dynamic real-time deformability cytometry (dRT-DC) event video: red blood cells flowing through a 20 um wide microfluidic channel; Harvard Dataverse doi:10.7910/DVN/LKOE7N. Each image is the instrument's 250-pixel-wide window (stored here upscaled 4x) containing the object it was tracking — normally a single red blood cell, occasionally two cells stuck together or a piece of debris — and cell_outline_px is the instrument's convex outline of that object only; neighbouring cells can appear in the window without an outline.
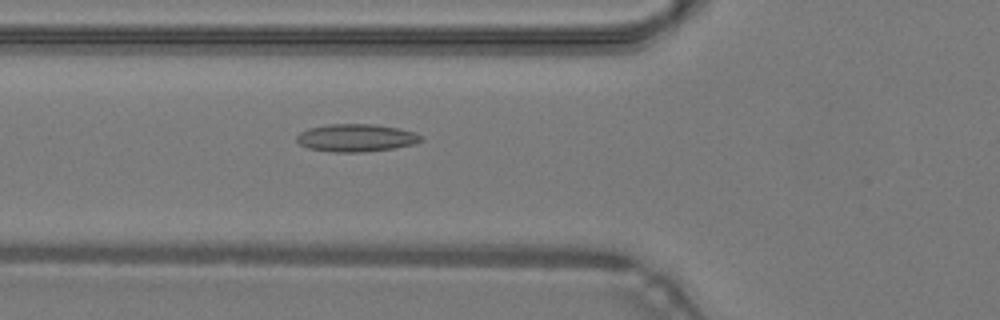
{"species": "common noctule bat (a hibernating species)", "species_latin": "Nyctalus noctula", "temperature_condition": "warm", "stored_images_in_passage": 31, "camera_frame_rate_fps": 3000, "um_per_image_px": 0.085, "animal": {"sex": "male", "body_mass_g": 19.2, "forearm_length_mm": 51.8}, "frame": {"image": 1, "passage_image": 9, "time_ms": 2.667, "image_size_px": [1000, 320], "cell_outline_px": [[424, 140], [416, 144], [392, 148], [364, 152], [336, 152], [308, 148], [300, 144], [296, 140], [296, 136], [300, 132], [308, 128], [328, 124], [372, 124], [400, 128], [416, 132], [424, 136]], "centroid_in_image_um": [30.32, 11.71], "position_along_channel_um": 95.5, "area_um2": 20.23}}
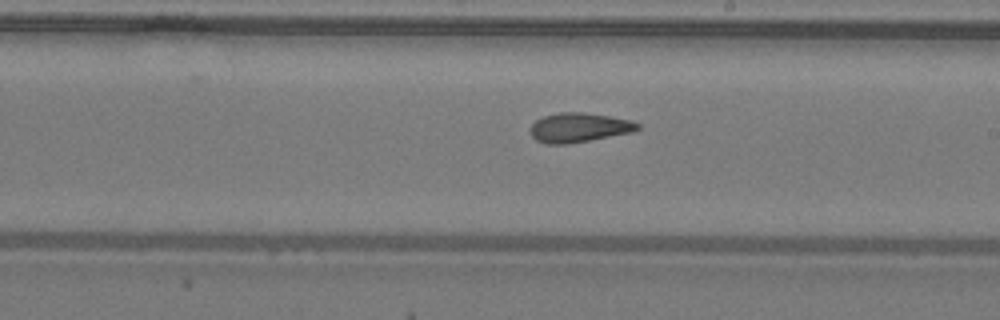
{"frame": {"image": 2, "passage_image": 19, "time_ms": 6.0, "image_size_px": [1000, 320], "cell_outline_px": [[640, 128], [632, 132], [568, 144], [548, 144], [536, 140], [532, 136], [532, 124], [536, 120], [544, 116], [560, 112], [584, 112], [632, 120], [640, 124]], "centroid_in_image_um": [49.24, 10.84], "position_along_channel_um": 239.8, "area_um2": 18.21}}
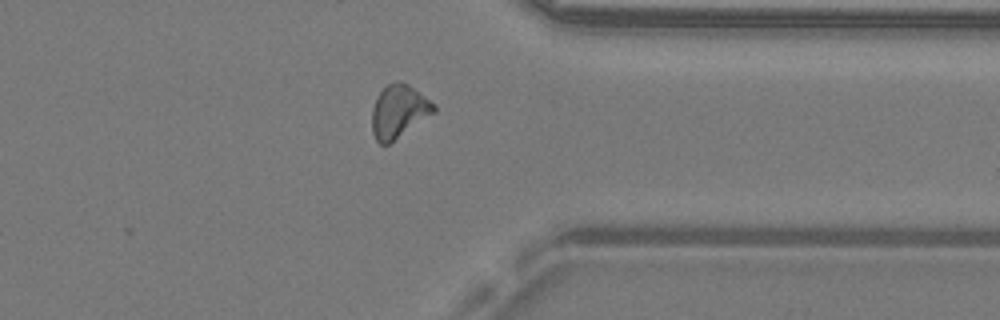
{"frame": {"image": 3, "passage_image": 29, "time_ms": 9.333, "image_size_px": [1000, 320], "cell_outline_px": [[436, 112], [388, 144], [380, 144], [376, 140], [372, 132], [372, 108], [376, 96], [388, 84], [400, 80], [408, 84], [436, 104]], "centroid_in_image_um": [33.9, 9.46], "position_along_channel_um": 377.5, "area_um2": 19.13}, "authors_computed_cell_mechanics": {"area_um2": 18.3226, "velocity_mm_per_s": 4.31, "shape_relaxation_time_tau1_ms": null, "shape_relaxation_time_tau2_ms": 2.7366, "deformation_change_tau1": null, "deformation_change_tau2": 0.1034}}